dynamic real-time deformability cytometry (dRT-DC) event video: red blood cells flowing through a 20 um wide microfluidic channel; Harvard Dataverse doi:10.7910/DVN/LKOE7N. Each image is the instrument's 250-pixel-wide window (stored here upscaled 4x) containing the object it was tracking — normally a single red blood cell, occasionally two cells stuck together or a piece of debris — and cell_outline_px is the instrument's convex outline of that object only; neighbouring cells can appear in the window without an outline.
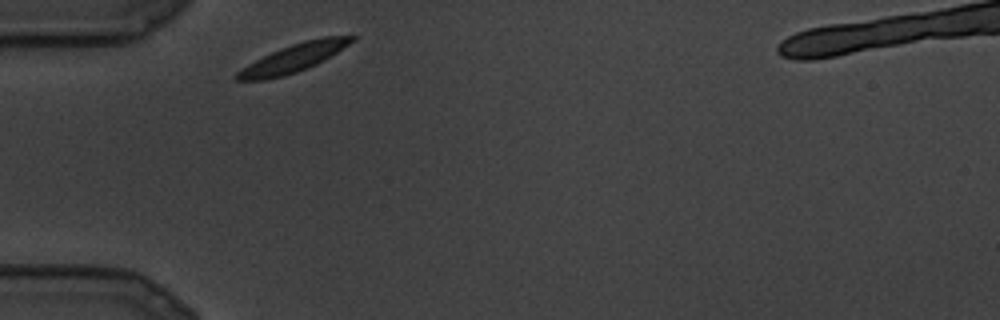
{"species": "common noctule bat (a hibernating species)", "species_latin": "Nyctalus noctula", "temperature_condition": "cold", "stored_images_in_passage": 10, "camera_frame_rate_fps": 3000, "um_per_image_px": 0.085, "animal": {"sex": "male", "body_mass_g": 19.5, "forearm_length_mm": 54.6}, "frame": {"image": 1, "passage_image": 1, "time_ms": 0.0, "image_size_px": [1000, 320], "cell_outline_px": [[356, 40], [324, 60], [316, 64], [296, 72], [284, 76], [264, 80], [236, 80], [232, 76], [236, 72], [248, 64], [280, 48], [304, 40], [324, 36], [356, 36]], "centroid_in_image_um": [24.94, 4.93], "position_along_channel_um": 60.1, "area_um2": 18.67}}
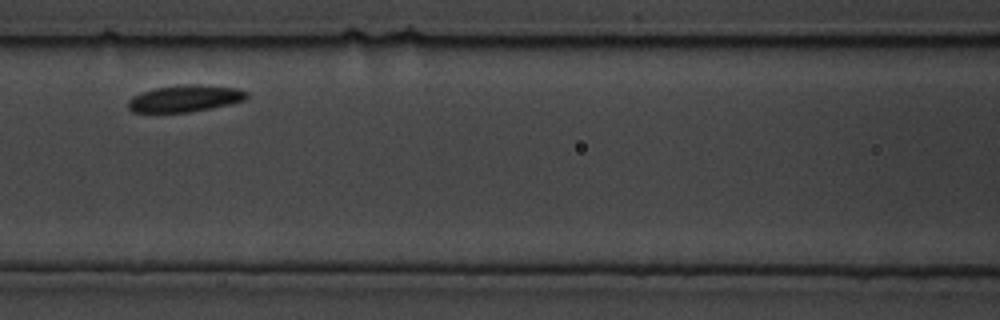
{"frame": {"image": 2, "passage_image": 5, "time_ms": 1.333, "image_size_px": [1000, 320], "cell_outline_px": [[248, 96], [244, 100], [232, 104], [188, 112], [132, 112], [128, 108], [128, 100], [132, 96], [156, 88], [184, 84], [200, 84], [240, 88], [248, 92]], "centroid_in_image_um": [15.77, 8.36], "position_along_channel_um": 150.8, "area_um2": 18.55}}
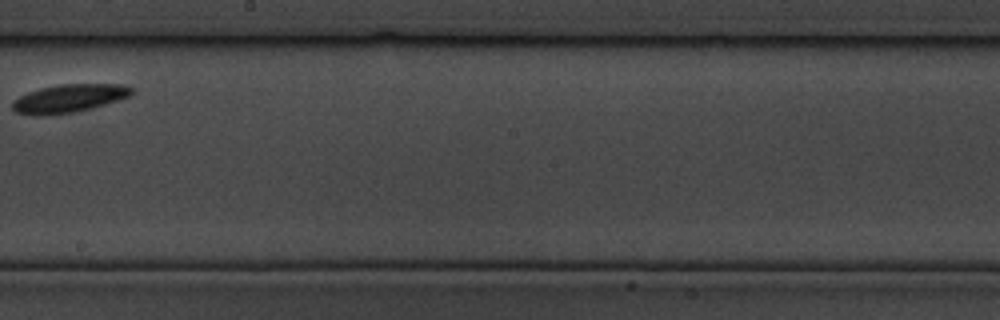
{"frame": {"image": 3, "passage_image": 9, "time_ms": 2.667, "image_size_px": [1000, 320], "cell_outline_px": [[132, 96], [104, 104], [72, 112], [44, 116], [32, 116], [16, 112], [12, 108], [12, 100], [28, 92], [40, 88], [60, 84], [124, 84], [132, 88]], "centroid_in_image_um": [5.83, 8.36], "position_along_channel_um": 242.4, "area_um2": 19.54}}